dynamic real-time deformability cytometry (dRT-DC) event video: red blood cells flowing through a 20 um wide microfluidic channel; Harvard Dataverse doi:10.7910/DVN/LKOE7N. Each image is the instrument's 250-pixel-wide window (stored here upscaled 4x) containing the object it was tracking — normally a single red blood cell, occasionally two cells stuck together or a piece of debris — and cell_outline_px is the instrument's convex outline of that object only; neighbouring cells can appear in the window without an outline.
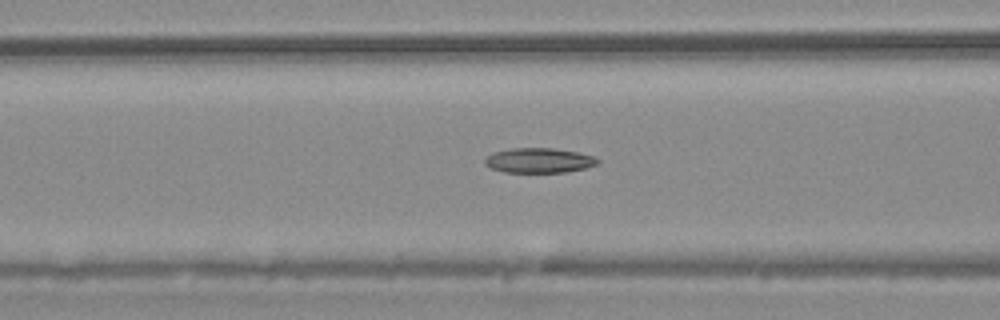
{"species": "common noctule bat (a hibernating species)", "species_latin": "Nyctalus noctula", "temperature_condition": "warm", "stored_images_in_passage": 50, "camera_frame_rate_fps": 3000, "um_per_image_px": 0.085, "animal": {"sex": "male", "body_mass_g": 20.4}, "frame": {"image": 1, "passage_image": 18, "time_ms": 5.667, "image_size_px": [1000, 320], "cell_outline_px": [[600, 160], [596, 164], [584, 168], [564, 172], [504, 172], [492, 168], [484, 164], [484, 160], [492, 152], [512, 148], [552, 148], [576, 152], [596, 156]], "centroid_in_image_um": [45.8, 13.63], "position_along_channel_um": 120.8, "area_um2": 16.24}}
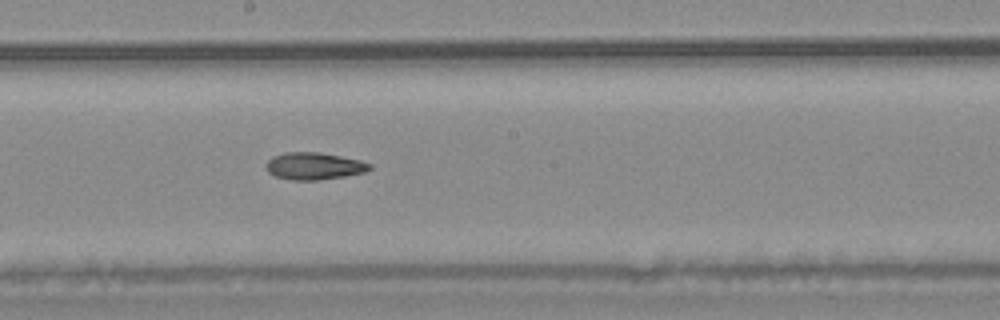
{"frame": {"image": 2, "passage_image": 26, "time_ms": 8.333, "image_size_px": [1000, 320], "cell_outline_px": [[372, 168], [364, 172], [344, 176], [320, 180], [292, 180], [276, 176], [268, 172], [264, 164], [272, 156], [284, 152], [320, 152], [360, 160], [372, 164]], "centroid_in_image_um": [26.67, 14.11], "position_along_channel_um": 221.5, "area_um2": 16.47}}
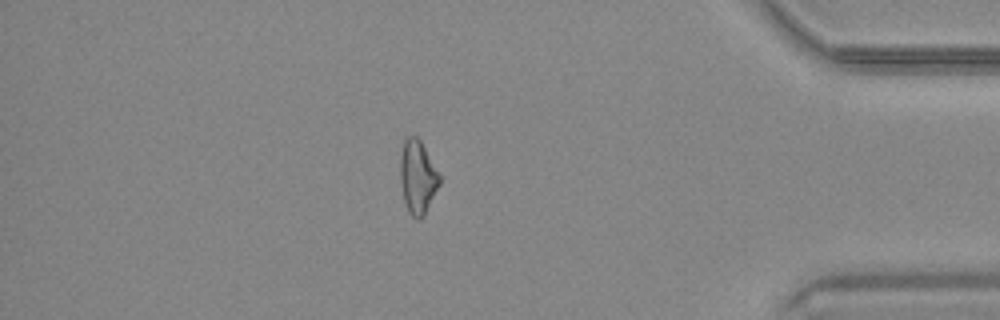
{"frame": {"image": 3, "passage_image": 43, "time_ms": 14.0, "image_size_px": [1000, 320], "cell_outline_px": [[440, 184], [424, 216], [420, 220], [416, 220], [408, 212], [404, 204], [400, 184], [400, 156], [404, 140], [408, 136], [416, 136], [420, 140], [440, 176]], "centroid_in_image_um": [35.47, 15.1], "position_along_channel_um": 399.7, "area_um2": 16.94}, "authors_computed_cell_mechanics": {"area_um2": 16.9643, "velocity_mm_per_s": 3.775, "shape_relaxation_time_tau1_ms": null, "shape_relaxation_time_tau2_ms": 9.3196, "deformation_change_tau1": null, "deformation_change_tau2": 0.197}}